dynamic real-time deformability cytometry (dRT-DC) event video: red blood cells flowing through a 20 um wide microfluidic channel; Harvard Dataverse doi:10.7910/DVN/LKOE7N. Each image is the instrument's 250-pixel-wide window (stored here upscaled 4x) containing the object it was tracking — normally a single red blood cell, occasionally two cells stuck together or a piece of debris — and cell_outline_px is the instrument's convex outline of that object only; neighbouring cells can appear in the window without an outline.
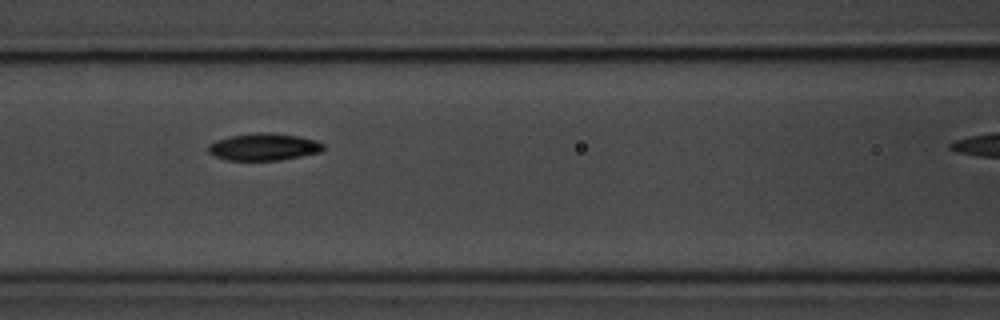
{"species": "common noctule bat (a hibernating species)", "species_latin": "Nyctalus noctula", "temperature_condition": "room temperature", "stored_images_in_passage": 14, "camera_frame_rate_fps": 3000, "um_per_image_px": 0.085, "animal": {"sex": "male", "body_mass_g": 20.1, "forearm_length_mm": 53.5}, "frame": {"image": 1, "passage_image": 3, "time_ms": 2.333, "image_size_px": [1000, 320], "cell_outline_px": [[324, 148], [320, 152], [280, 160], [228, 160], [216, 156], [208, 152], [208, 144], [216, 140], [232, 136], [256, 132], [268, 132], [300, 136], [316, 140], [324, 144]], "centroid_in_image_um": [22.43, 12.48], "position_along_channel_um": 144.2, "area_um2": 18.15}}
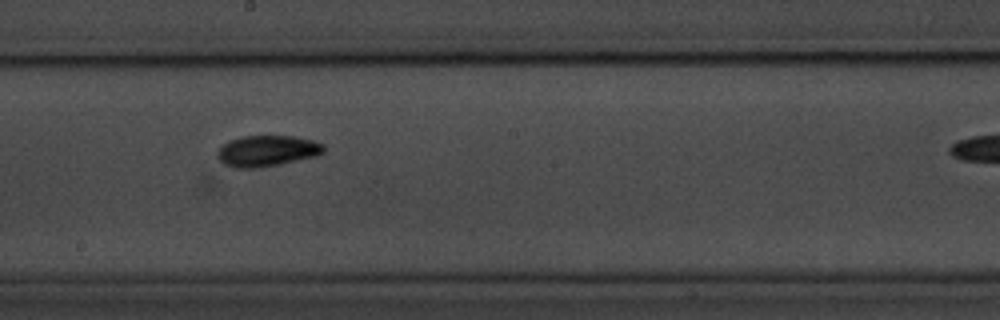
{"frame": {"image": 2, "passage_image": 5, "time_ms": 4.667, "image_size_px": [1000, 320], "cell_outline_px": [[324, 152], [316, 156], [280, 164], [252, 168], [236, 168], [224, 164], [216, 156], [216, 152], [228, 140], [240, 136], [296, 136], [316, 140], [324, 144]], "centroid_in_image_um": [22.71, 12.81], "position_along_channel_um": 225.5, "area_um2": 19.36}}